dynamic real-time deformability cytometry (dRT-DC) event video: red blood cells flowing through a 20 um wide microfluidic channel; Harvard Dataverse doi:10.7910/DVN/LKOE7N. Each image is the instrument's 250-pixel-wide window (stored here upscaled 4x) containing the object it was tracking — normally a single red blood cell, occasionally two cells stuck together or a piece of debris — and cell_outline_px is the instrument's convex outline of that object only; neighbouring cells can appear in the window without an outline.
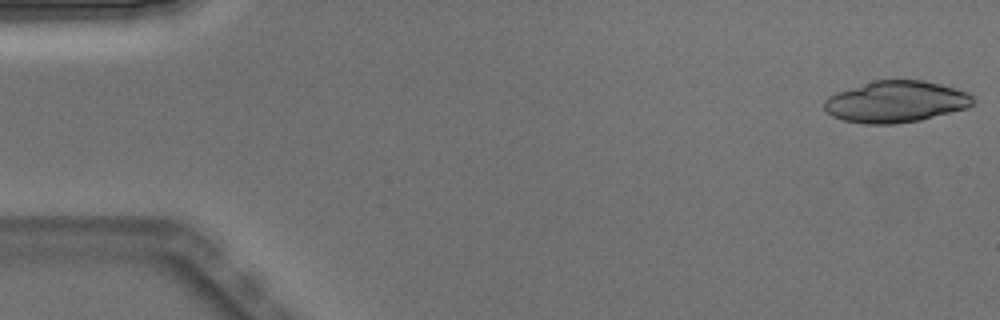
{"species": "Egyptian fruit bat (a non-hibernating species)", "species_latin": "Rousettus aegyptiacus", "temperature_condition": "warm", "stored_images_in_passage": 5, "camera_frame_rate_fps": 3000, "um_per_image_px": 0.085, "animal": {"sex": "male"}, "frame": {"image": 1, "passage_image": 1, "time_ms": 0.0, "image_size_px": [1000, 320], "cell_outline_px": [[972, 104], [968, 108], [920, 120], [892, 124], [864, 124], [844, 120], [832, 116], [824, 108], [824, 100], [828, 96], [836, 92], [872, 80], [924, 80], [956, 88], [968, 92], [972, 96]], "centroid_in_image_um": [76.13, 8.64], "position_along_channel_um": 8.9, "area_um2": 36.07}}